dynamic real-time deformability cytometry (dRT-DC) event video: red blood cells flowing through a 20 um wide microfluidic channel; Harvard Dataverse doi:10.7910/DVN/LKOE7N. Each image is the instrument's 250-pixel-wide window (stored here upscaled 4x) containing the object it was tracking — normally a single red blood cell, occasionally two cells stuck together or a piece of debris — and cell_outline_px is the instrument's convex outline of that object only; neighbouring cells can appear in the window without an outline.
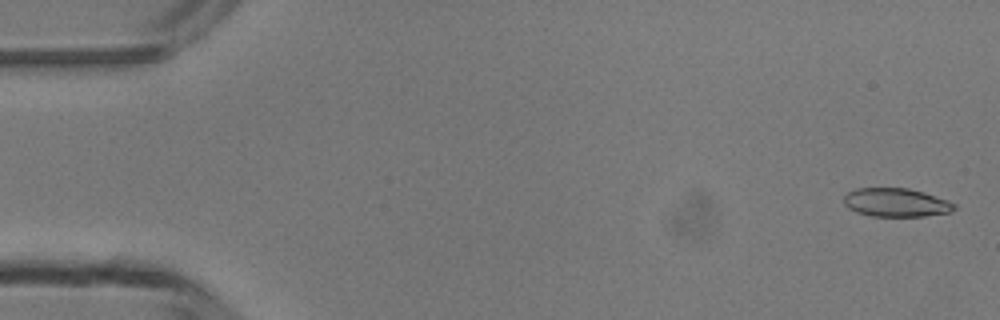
{"species": "common noctule bat (a hibernating species)", "species_latin": "Nyctalus noctula", "temperature_condition": "room temperature", "stored_images_in_passage": 5, "camera_frame_rate_fps": 3000, "um_per_image_px": 0.085, "animal": {"sex": "male", "body_mass_g": 13.3}, "frame": {"image": 1, "passage_image": 1, "time_ms": 0.0, "image_size_px": [1000, 320], "cell_outline_px": [[956, 208], [952, 212], [924, 216], [872, 216], [856, 212], [848, 208], [844, 204], [844, 196], [848, 192], [856, 188], [908, 188], [924, 192], [948, 200], [956, 204]], "centroid_in_image_um": [76.18, 17.21], "position_along_channel_um": 8.8, "area_um2": 18.5}}
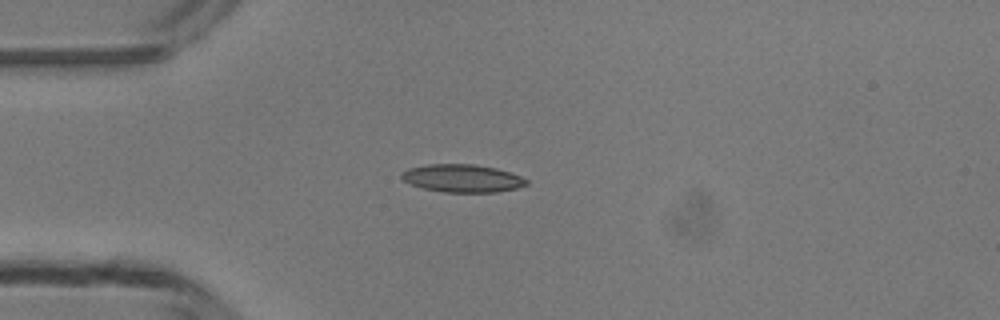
{"frame": {"image": 2, "passage_image": 4, "time_ms": 3.667, "image_size_px": [1000, 320], "cell_outline_px": [[528, 184], [516, 188], [496, 192], [444, 192], [424, 188], [412, 184], [404, 180], [400, 176], [400, 172], [408, 168], [428, 164], [476, 164], [496, 168], [520, 176], [528, 180]], "centroid_in_image_um": [39.29, 15.14], "position_along_channel_um": 45.7, "area_um2": 20.17}}